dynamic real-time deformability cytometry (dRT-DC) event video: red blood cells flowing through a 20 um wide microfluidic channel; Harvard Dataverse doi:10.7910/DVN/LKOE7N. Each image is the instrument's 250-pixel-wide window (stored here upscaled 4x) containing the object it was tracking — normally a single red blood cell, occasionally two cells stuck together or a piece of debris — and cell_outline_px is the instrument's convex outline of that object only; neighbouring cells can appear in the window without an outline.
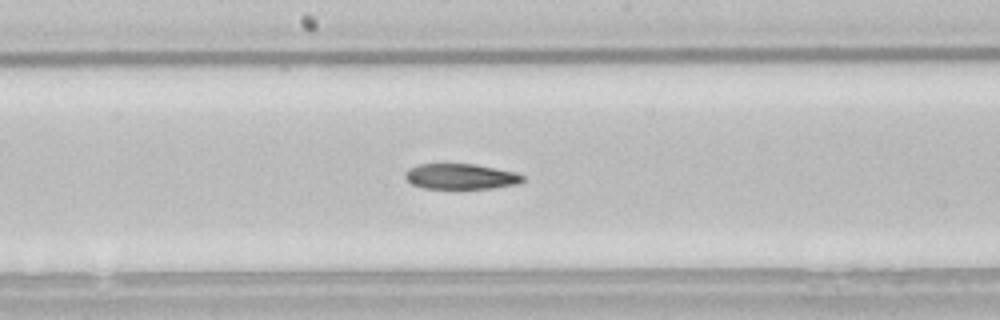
{"species": "common noctule bat (a hibernating species)", "species_latin": "Nyctalus noctula", "temperature_condition": "room temperature", "stored_images_in_passage": 42, "camera_frame_rate_fps": 3000, "um_per_image_px": 0.085, "animal": {"sex": "male", "body_mass_g": 21.5, "forearm_length_mm": 52.0}, "frame": {"image": 1, "passage_image": 24, "time_ms": 7.667, "image_size_px": [1000, 320], "cell_outline_px": [[524, 180], [516, 184], [496, 188], [424, 188], [412, 184], [404, 176], [404, 172], [408, 168], [416, 164], [472, 164], [512, 172], [524, 176]], "centroid_in_image_um": [39.1, 15.0], "position_along_channel_um": 209.1, "area_um2": 17.22}, "authors_computed_cell_mechanics": {"area_um2": 19.1318, "velocity_mm_per_s": 3.8373, "shape_relaxation_time_tau1_ms": 5.7399, "shape_relaxation_time_tau2_ms": null, "deformation_change_tau1": 0.1458, "deformation_change_tau2": null}}